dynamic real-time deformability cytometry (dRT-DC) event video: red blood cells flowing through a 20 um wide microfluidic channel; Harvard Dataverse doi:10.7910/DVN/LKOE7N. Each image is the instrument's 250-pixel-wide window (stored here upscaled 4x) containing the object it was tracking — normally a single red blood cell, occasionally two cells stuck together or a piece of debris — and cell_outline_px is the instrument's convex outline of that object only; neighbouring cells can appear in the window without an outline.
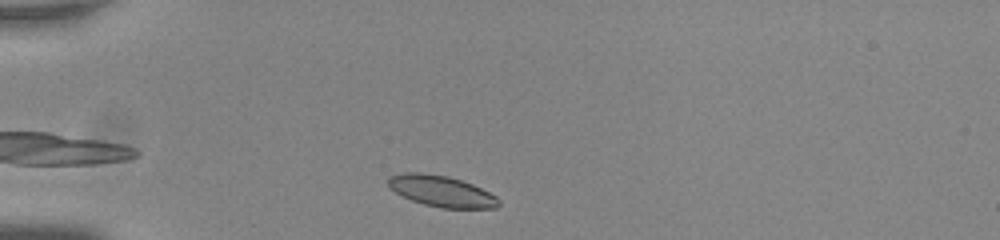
{"species": "common noctule bat (a hibernating species)", "species_latin": "Nyctalus noctula", "temperature_condition": "room temperature", "stored_images_in_passage": 31, "camera_frame_rate_fps": 3000, "um_per_image_px": 0.085, "animal": {"sex": "male", "body_mass_g": 20.0, "forearm_length_mm": 53.3}, "frame": {"image": 1, "passage_image": 2, "time_ms": 0.333, "image_size_px": [1000, 240], "cell_outline_px": [[500, 204], [496, 208], [440, 208], [424, 204], [412, 200], [396, 192], [388, 184], [388, 176], [404, 172], [420, 172], [448, 176], [472, 184], [496, 196], [500, 200]], "centroid_in_image_um": [37.53, 16.25], "position_along_channel_um": 47.5, "area_um2": 19.88}}
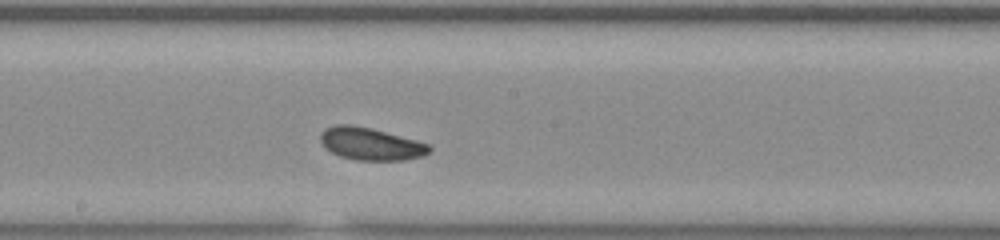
{"frame": {"image": 2, "passage_image": 18, "time_ms": 5.667, "image_size_px": [1000, 240], "cell_outline_px": [[432, 148], [424, 156], [404, 160], [356, 160], [340, 156], [324, 148], [320, 140], [320, 132], [324, 128], [336, 124], [352, 124], [372, 128], [416, 140], [428, 144]], "centroid_in_image_um": [31.47, 12.22], "position_along_channel_um": 216.7, "area_um2": 20.75}}
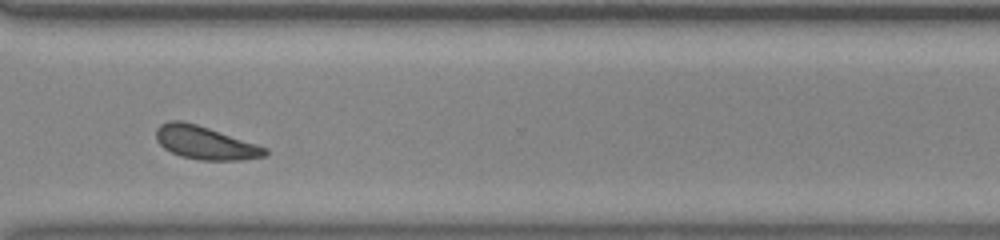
{"frame": {"image": 3, "passage_image": 29, "time_ms": 9.333, "image_size_px": [1000, 240], "cell_outline_px": [[268, 156], [244, 160], [200, 160], [180, 156], [164, 148], [156, 140], [156, 128], [160, 124], [168, 120], [180, 120], [196, 124], [268, 148]], "centroid_in_image_um": [17.44, 12.14], "position_along_channel_um": 353.2, "area_um2": 21.04}, "authors_computed_cell_mechanics": {"area_um2": 20.4612, "velocity_mm_per_s": 3.7078, "shape_relaxation_time_tau1_ms": 2.0328, "shape_relaxation_time_tau2_ms": null, "deformation_change_tau1": 0.0737, "deformation_change_tau2": null}}